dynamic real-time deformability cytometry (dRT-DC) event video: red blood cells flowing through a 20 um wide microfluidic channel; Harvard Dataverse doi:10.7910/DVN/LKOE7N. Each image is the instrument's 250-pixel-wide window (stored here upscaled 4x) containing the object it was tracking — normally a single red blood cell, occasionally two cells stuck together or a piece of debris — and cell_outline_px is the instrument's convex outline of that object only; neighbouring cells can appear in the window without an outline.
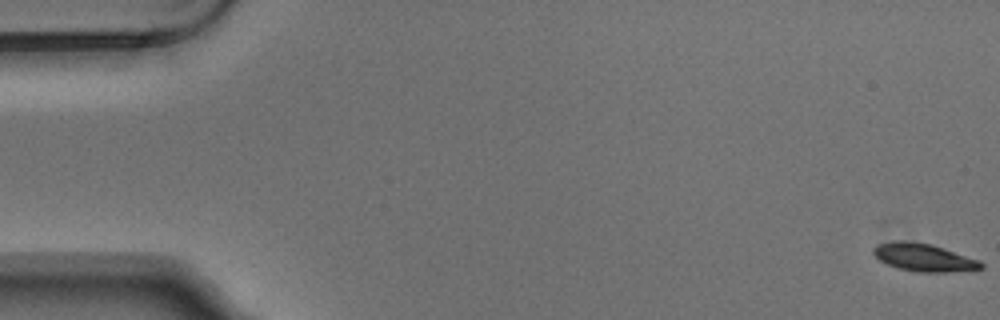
{"species": "Egyptian fruit bat (a non-hibernating species)", "species_latin": "Rousettus aegyptiacus", "temperature_condition": "warm", "stored_images_in_passage": 7, "camera_frame_rate_fps": 3000, "um_per_image_px": 0.085, "animal": {"sex": "male"}, "frame": {"image": 1, "passage_image": 1, "time_ms": 0.0, "image_size_px": [1000, 320], "cell_outline_px": [[984, 268], [948, 272], [920, 272], [900, 268], [888, 264], [880, 260], [872, 252], [872, 248], [876, 244], [892, 240], [904, 240], [932, 244], [980, 260], [984, 264]], "centroid_in_image_um": [78.51, 21.86], "position_along_channel_um": 6.5, "area_um2": 17.46}}
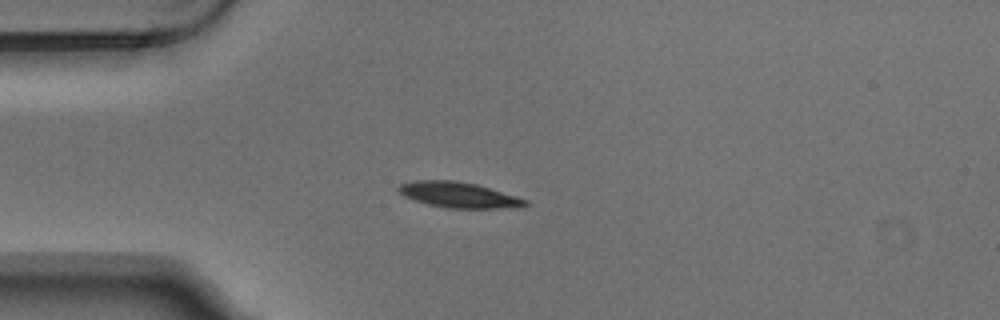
{"frame": {"image": 2, "passage_image": 5, "time_ms": 1.333, "image_size_px": [1000, 320], "cell_outline_px": [[528, 204], [524, 208], [448, 208], [428, 204], [404, 196], [396, 188], [400, 184], [412, 180], [456, 180], [476, 184], [516, 196], [528, 200]], "centroid_in_image_um": [39.02, 16.56], "position_along_channel_um": 46.0, "area_um2": 18.96}}
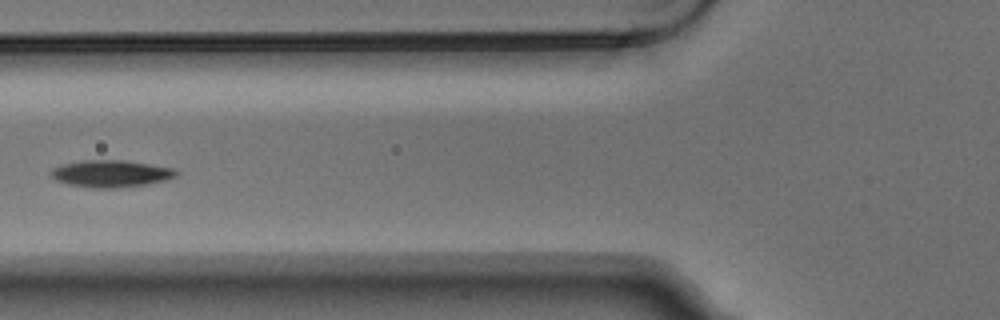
{"frame": {"image": 3, "passage_image": 7, "time_ms": 2.0, "image_size_px": [1000, 320], "cell_outline_px": [[180, 172], [176, 176], [164, 180], [144, 184], [112, 188], [92, 188], [68, 184], [56, 180], [52, 176], [52, 168], [60, 164], [84, 160], [124, 160], [172, 168]], "centroid_in_image_um": [9.39, 14.75], "position_along_channel_um": 116.4, "area_um2": 19.48}}